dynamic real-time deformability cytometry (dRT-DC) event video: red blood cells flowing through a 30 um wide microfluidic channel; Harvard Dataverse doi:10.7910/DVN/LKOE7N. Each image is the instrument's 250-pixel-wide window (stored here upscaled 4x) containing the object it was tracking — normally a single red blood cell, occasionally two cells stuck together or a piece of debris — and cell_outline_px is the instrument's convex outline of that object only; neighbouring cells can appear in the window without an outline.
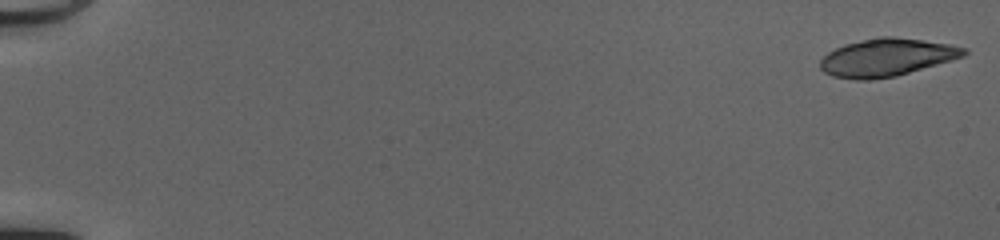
{"species": "common noctule bat (a hibernating species)", "species_latin": "Nyctalus noctula", "temperature_condition": "cold", "stored_images_in_passage": 21, "camera_frame_rate_fps": 3000, "um_per_image_px": 0.085, "animal": {"sex": "female", "body_mass_g": 20.0, "forearm_length_mm": 54.0}, "frame": {"image": 1, "passage_image": 1, "time_ms": 0.0, "image_size_px": [1000, 240], "cell_outline_px": [[968, 52], [964, 56], [952, 60], [896, 76], [872, 80], [856, 80], [832, 76], [824, 72], [820, 68], [820, 60], [828, 52], [844, 44], [880, 36], [892, 36], [924, 40], [948, 44], [968, 48]], "centroid_in_image_um": [75.37, 4.88], "position_along_channel_um": 9.6, "area_um2": 31.67}}
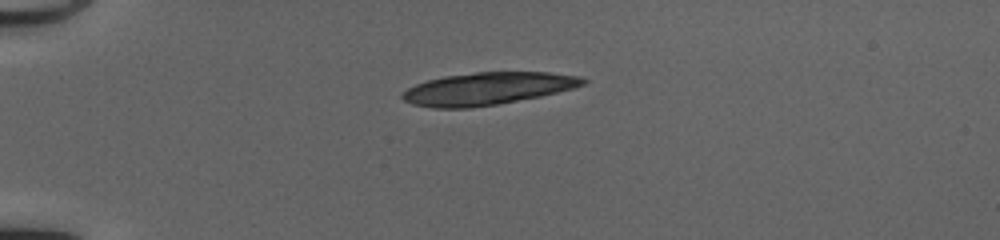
{"frame": {"image": 2, "passage_image": 14, "time_ms": 4.333, "image_size_px": [1000, 240], "cell_outline_px": [[588, 80], [584, 84], [572, 88], [540, 96], [496, 104], [472, 108], [432, 108], [412, 104], [404, 100], [400, 96], [400, 92], [416, 84], [428, 80], [444, 76], [476, 72], [548, 72], [580, 76]], "centroid_in_image_um": [41.4, 7.53], "position_along_channel_um": 43.6, "area_um2": 34.04}}